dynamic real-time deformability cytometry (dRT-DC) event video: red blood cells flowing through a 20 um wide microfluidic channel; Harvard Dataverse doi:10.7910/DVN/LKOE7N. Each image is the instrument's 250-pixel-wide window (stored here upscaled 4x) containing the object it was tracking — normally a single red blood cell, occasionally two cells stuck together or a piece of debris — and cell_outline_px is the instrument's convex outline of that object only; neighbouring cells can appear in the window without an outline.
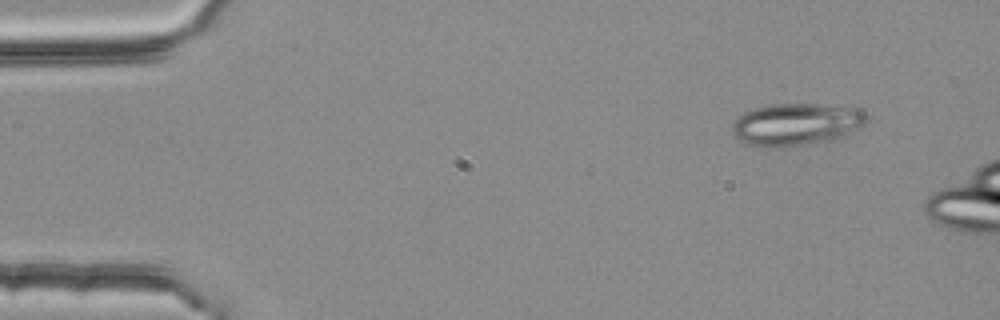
{"species": "common noctule bat (a hibernating species)", "species_latin": "Nyctalus noctula", "temperature_condition": "room temperature", "stored_images_in_passage": 4, "camera_frame_rate_fps": 3000, "um_per_image_px": 0.085, "animal": {"sex": "female", "body_mass_g": 25.1}, "frame": {"image": 1, "passage_image": 1, "time_ms": 0.0, "image_size_px": [1000, 320], "cell_outline_px": [[868, 120], [840, 136], [832, 140], [804, 144], [748, 144], [740, 140], [732, 132], [732, 124], [740, 116], [756, 108], [772, 104], [820, 104], [860, 108], [868, 116]], "centroid_in_image_um": [67.71, 10.51], "position_along_channel_um": 17.3, "area_um2": 31.62}}